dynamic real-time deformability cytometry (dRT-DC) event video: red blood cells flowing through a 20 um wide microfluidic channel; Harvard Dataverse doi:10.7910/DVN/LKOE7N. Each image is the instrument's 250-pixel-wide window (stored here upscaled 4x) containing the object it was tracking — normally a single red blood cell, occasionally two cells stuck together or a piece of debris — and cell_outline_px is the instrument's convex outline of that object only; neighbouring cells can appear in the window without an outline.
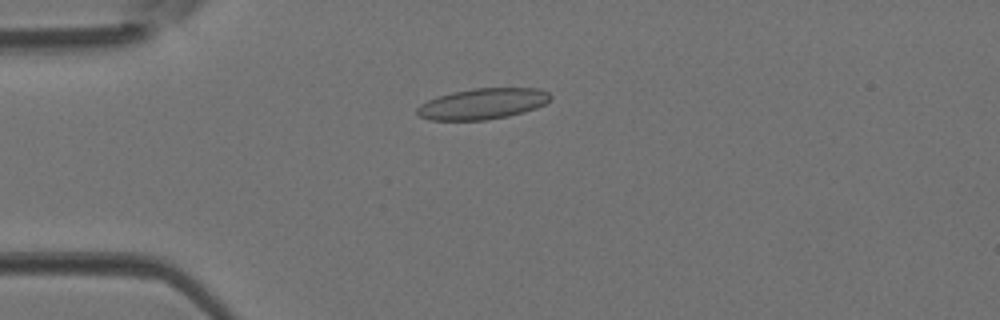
{"species": "Egyptian fruit bat (a non-hibernating species)", "species_latin": "Rousettus aegyptiacus", "temperature_condition": "room temperature", "stored_images_in_passage": 24, "camera_frame_rate_fps": 3000, "um_per_image_px": 0.085, "animal": {"sex": "female"}, "frame": {"image": 1, "passage_image": 1, "time_ms": 0.0, "image_size_px": [1000, 320], "cell_outline_px": [[552, 100], [536, 108], [524, 112], [508, 116], [484, 120], [428, 120], [420, 116], [416, 112], [416, 108], [420, 104], [428, 100], [452, 92], [472, 88], [540, 88], [548, 92], [552, 96]], "centroid_in_image_um": [41.05, 8.82], "position_along_channel_um": 44.0, "area_um2": 24.1}}
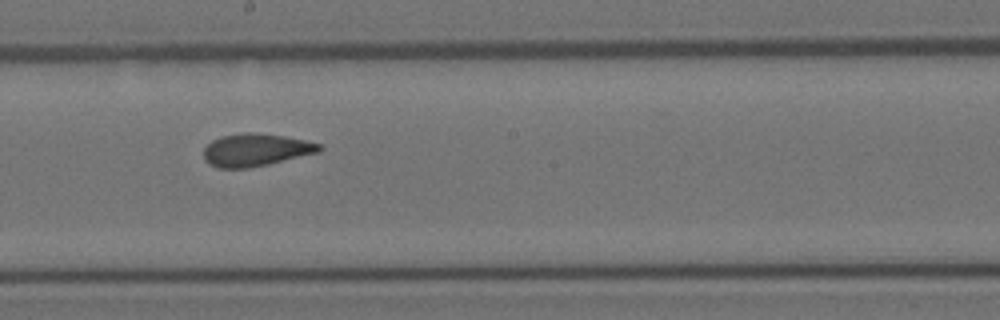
{"frame": {"image": 2, "passage_image": 14, "time_ms": 4.333, "image_size_px": [1000, 320], "cell_outline_px": [[324, 148], [320, 152], [268, 164], [248, 168], [216, 168], [208, 164], [204, 160], [204, 148], [212, 140], [220, 136], [244, 132], [252, 132], [284, 136], [304, 140], [320, 144]], "centroid_in_image_um": [21.72, 12.74], "position_along_channel_um": 226.5, "area_um2": 22.08}}
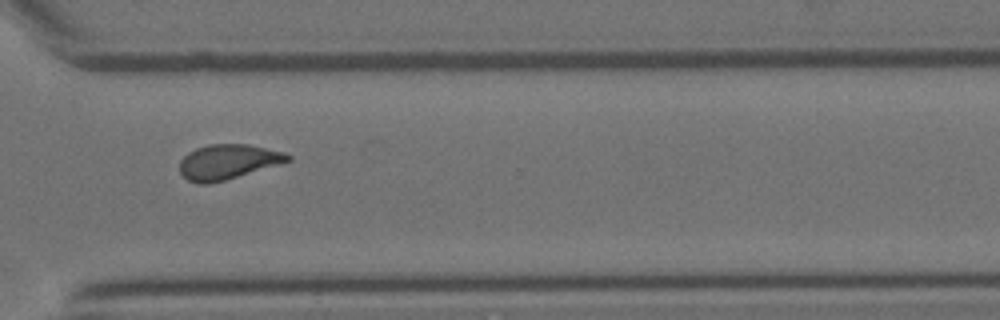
{"frame": {"image": 3, "passage_image": 22, "time_ms": 7.0, "image_size_px": [1000, 320], "cell_outline_px": [[292, 160], [224, 180], [208, 184], [200, 184], [188, 180], [180, 172], [180, 160], [188, 152], [196, 148], [208, 144], [248, 144], [280, 152], [292, 156]], "centroid_in_image_um": [19.32, 13.75], "position_along_channel_um": 351.3, "area_um2": 21.62}}